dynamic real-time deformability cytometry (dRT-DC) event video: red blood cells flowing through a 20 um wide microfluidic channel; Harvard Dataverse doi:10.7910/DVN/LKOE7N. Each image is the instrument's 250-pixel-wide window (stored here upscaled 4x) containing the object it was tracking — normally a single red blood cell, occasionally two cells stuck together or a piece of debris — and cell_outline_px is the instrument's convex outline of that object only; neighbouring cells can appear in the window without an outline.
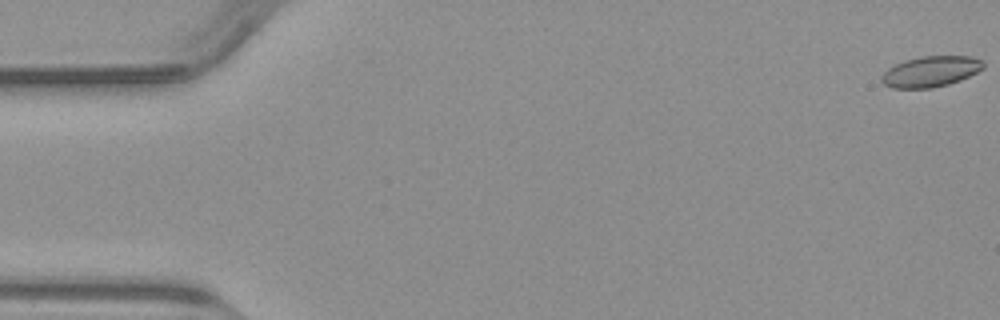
{"species": "common noctule bat (a hibernating species)", "species_latin": "Nyctalus noctula", "temperature_condition": "warm", "stored_images_in_passage": 51, "camera_frame_rate_fps": 3000, "um_per_image_px": 0.085, "animal": {"sex": "male", "body_mass_g": 23.1, "forearm_length_mm": 52.7}, "frame": {"image": 1, "passage_image": 1, "time_ms": 0.0, "image_size_px": [1000, 320], "cell_outline_px": [[984, 68], [960, 80], [948, 84], [932, 88], [892, 88], [884, 84], [880, 80], [880, 76], [888, 68], [904, 60], [920, 56], [972, 56], [984, 60]], "centroid_in_image_um": [79.1, 6.07], "position_along_channel_um": 5.9, "area_um2": 18.32}}
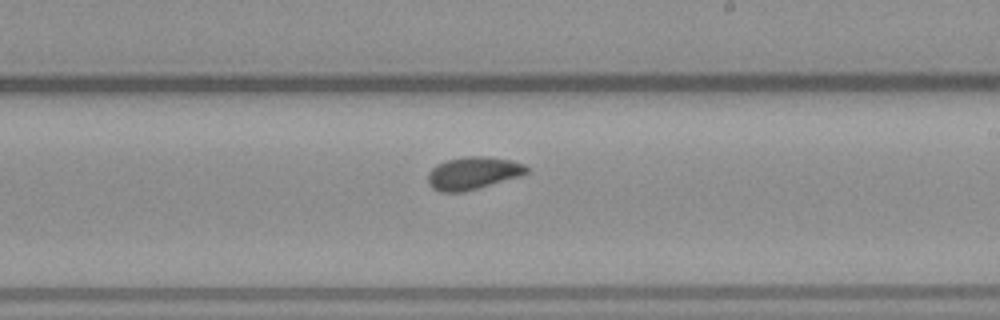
{"frame": {"image": 2, "passage_image": 30, "time_ms": 9.667, "image_size_px": [1000, 320], "cell_outline_px": [[528, 172], [520, 176], [464, 192], [440, 192], [432, 188], [428, 184], [428, 172], [436, 164], [448, 160], [468, 156], [488, 156], [512, 160], [524, 164], [528, 168]], "centroid_in_image_um": [40.19, 14.71], "position_along_channel_um": 248.8, "area_um2": 18.79}}
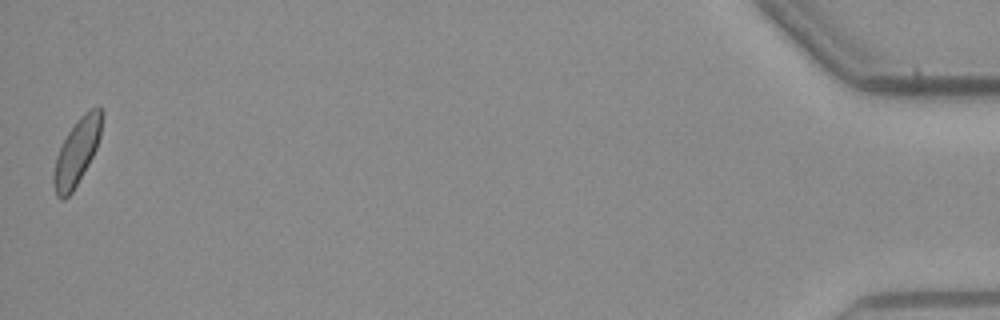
{"frame": {"image": 3, "passage_image": 51, "time_ms": 16.667, "image_size_px": [1000, 320], "cell_outline_px": [[104, 112], [100, 136], [96, 148], [88, 164], [72, 192], [64, 200], [60, 200], [56, 196], [52, 180], [52, 176], [56, 156], [68, 132], [80, 116], [92, 108], [100, 104], [104, 108]], "centroid_in_image_um": [6.54, 12.88], "position_along_channel_um": 428.7, "area_um2": 18.61}}